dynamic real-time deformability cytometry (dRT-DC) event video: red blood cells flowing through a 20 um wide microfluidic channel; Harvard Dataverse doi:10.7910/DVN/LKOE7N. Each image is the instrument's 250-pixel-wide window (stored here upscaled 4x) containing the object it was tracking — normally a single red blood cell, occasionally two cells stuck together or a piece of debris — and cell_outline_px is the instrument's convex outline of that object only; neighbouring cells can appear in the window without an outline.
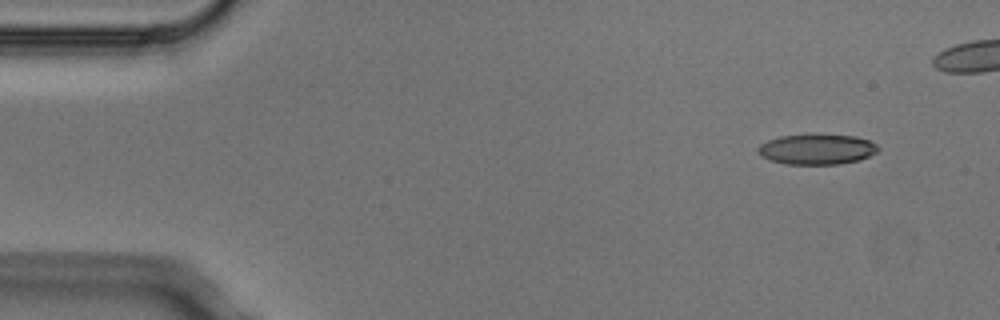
{"species": "Egyptian fruit bat (a non-hibernating species)", "species_latin": "Rousettus aegyptiacus", "temperature_condition": "cold", "stored_images_in_passage": 8, "segment_of_instrument_passage": [1, 2], "camera_frame_rate_fps": 3000, "um_per_image_px": 0.085, "animal": {"sex": "male"}, "frame": {"image": 1, "passage_image": 1, "time_ms": 0.0, "image_size_px": [1000, 320], "cell_outline_px": [[880, 148], [876, 152], [860, 160], [840, 164], [784, 164], [760, 156], [756, 152], [756, 148], [760, 144], [768, 140], [780, 136], [856, 136], [868, 140], [876, 144]], "centroid_in_image_um": [69.41, 12.71], "position_along_channel_um": 15.6, "area_um2": 20.87}}
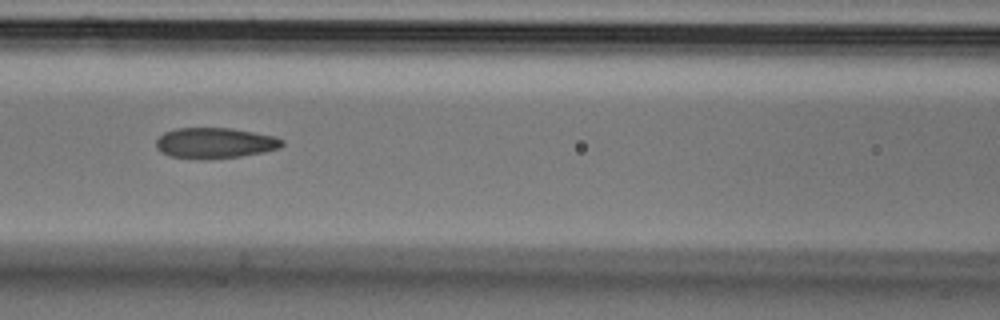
{"frame": {"image": 2, "passage_image": 6, "time_ms": 1.667, "image_size_px": [1000, 320], "cell_outline_px": [[284, 144], [280, 148], [264, 152], [240, 156], [208, 160], [196, 160], [168, 156], [160, 152], [156, 148], [156, 140], [164, 132], [176, 128], [232, 128], [276, 136], [284, 140]], "centroid_in_image_um": [18.26, 12.17], "position_along_channel_um": 148.3, "area_um2": 23.0}}
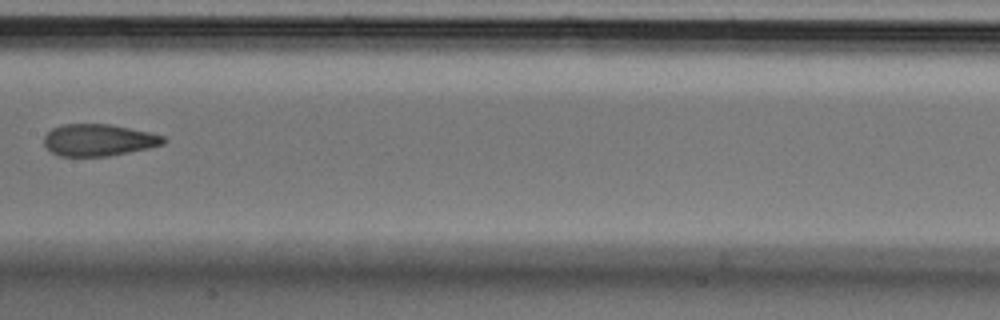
{"frame": {"image": 3, "passage_image": 7, "time_ms": 2.0, "image_size_px": [1000, 320], "cell_outline_px": [[168, 140], [164, 144], [148, 148], [108, 156], [60, 156], [52, 152], [44, 144], [44, 136], [52, 128], [64, 124], [112, 124], [148, 132], [164, 136]], "centroid_in_image_um": [8.39, 11.9], "position_along_channel_um": 199.0, "area_um2": 22.14}}